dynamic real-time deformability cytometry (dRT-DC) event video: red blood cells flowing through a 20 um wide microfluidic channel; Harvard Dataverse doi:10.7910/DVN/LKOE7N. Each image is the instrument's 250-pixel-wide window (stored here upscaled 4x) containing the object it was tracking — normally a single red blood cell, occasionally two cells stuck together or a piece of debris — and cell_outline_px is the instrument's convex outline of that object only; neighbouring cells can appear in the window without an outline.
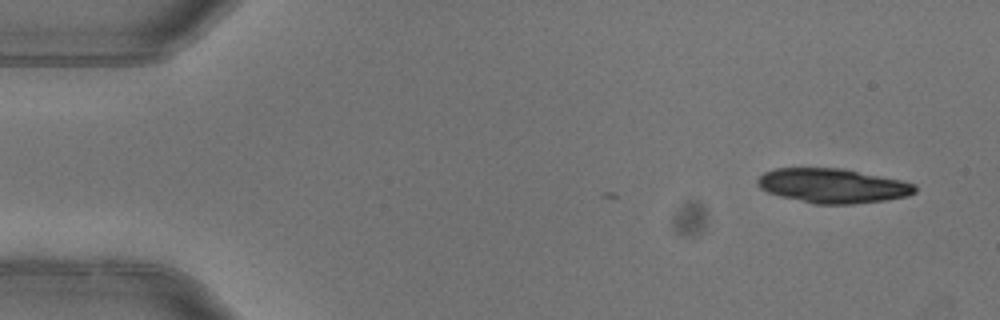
{"species": "common noctule bat (a hibernating species)", "species_latin": "Nyctalus noctula", "temperature_condition": "warm", "stored_images_in_passage": 2, "camera_frame_rate_fps": 3000, "um_per_image_px": 0.085, "animal": {"sex": "female"}, "frame": {"image": 1, "passage_image": 2, "time_ms": 0.333, "image_size_px": [1000, 320], "cell_outline_px": [[916, 192], [908, 196], [884, 200], [852, 204], [812, 204], [780, 196], [768, 192], [760, 188], [756, 184], [756, 180], [764, 172], [776, 168], [844, 168], [900, 180], [916, 184]], "centroid_in_image_um": [70.77, 15.79], "position_along_channel_um": 14.2, "area_um2": 31.73}}